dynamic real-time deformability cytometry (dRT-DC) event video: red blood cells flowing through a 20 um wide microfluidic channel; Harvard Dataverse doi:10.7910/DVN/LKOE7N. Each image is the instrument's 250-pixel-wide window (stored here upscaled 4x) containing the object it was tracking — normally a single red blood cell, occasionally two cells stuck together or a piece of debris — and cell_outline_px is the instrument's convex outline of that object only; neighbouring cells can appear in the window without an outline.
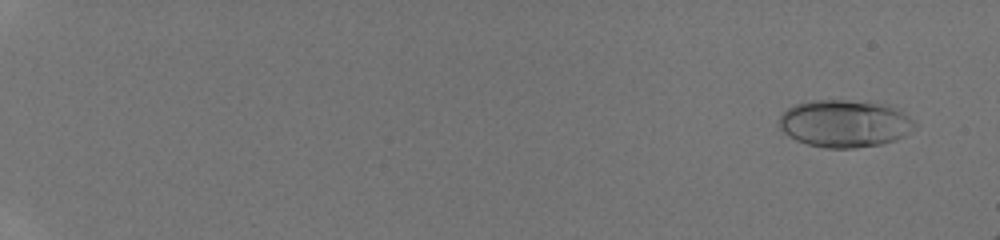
{"species": "human", "species_latin": "Homo sapiens", "temperature_condition": "room temperature", "stored_images_in_passage": 47, "camera_frame_rate_fps": 3000, "um_per_image_px": 0.085, "donor": {"sex": "male"}, "frame": {"image": 1, "passage_image": 3, "time_ms": 0.667, "image_size_px": [1000, 240], "cell_outline_px": [[920, 124], [904, 136], [896, 140], [880, 144], [856, 148], [824, 148], [808, 144], [796, 140], [788, 136], [776, 124], [780, 116], [788, 108], [796, 104], [808, 100], [844, 100], [892, 104], [900, 108]], "centroid_in_image_um": [71.85, 10.49], "position_along_channel_um": 13.1, "area_um2": 38.21}}
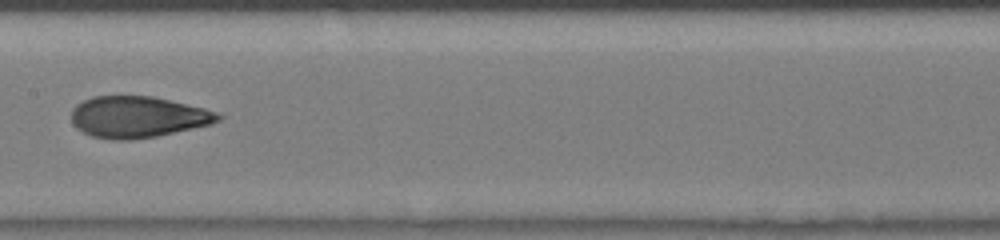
{"frame": {"image": 2, "passage_image": 28, "time_ms": 9.0, "image_size_px": [1000, 240], "cell_outline_px": [[224, 116], [220, 120], [212, 124], [156, 136], [132, 140], [112, 140], [92, 136], [76, 128], [72, 124], [72, 108], [76, 104], [92, 96], [152, 96], [204, 108], [220, 112]], "centroid_in_image_um": [11.72, 9.94], "position_along_channel_um": 195.7, "area_um2": 35.49}}
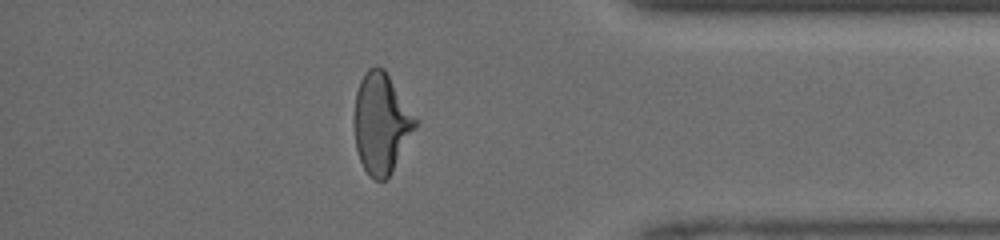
{"frame": {"image": 3, "passage_image": 42, "time_ms": 13.667, "image_size_px": [1000, 240], "cell_outline_px": [[416, 128], [392, 172], [384, 180], [376, 180], [364, 168], [360, 160], [356, 148], [356, 92], [360, 80], [368, 68], [376, 64], [384, 68], [416, 120]], "centroid_in_image_um": [32.41, 10.46], "position_along_channel_um": 402.8, "area_um2": 34.74}}